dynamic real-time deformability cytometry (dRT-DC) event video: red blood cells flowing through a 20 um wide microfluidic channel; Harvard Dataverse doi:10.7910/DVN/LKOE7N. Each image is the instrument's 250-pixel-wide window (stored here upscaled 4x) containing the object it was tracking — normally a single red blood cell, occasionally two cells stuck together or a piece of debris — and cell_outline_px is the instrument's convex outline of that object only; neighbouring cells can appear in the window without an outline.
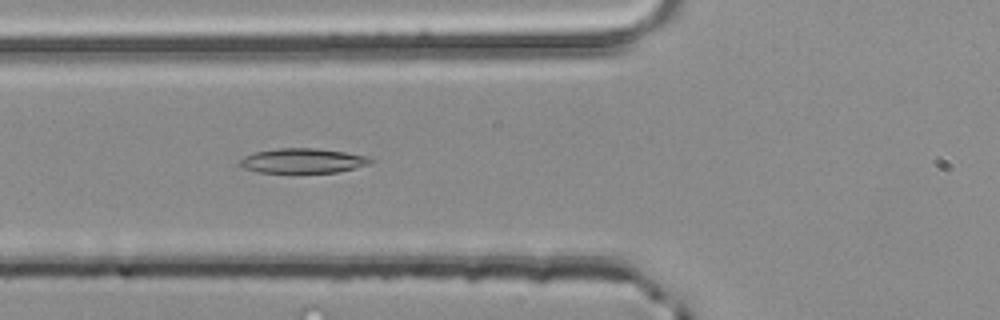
{"species": "common noctule bat (a hibernating species)", "species_latin": "Nyctalus noctula", "temperature_condition": "room temperature", "stored_images_in_passage": 37, "camera_frame_rate_fps": 3000, "um_per_image_px": 0.085, "animal": {"sex": "male", "body_mass_g": 20.4}, "frame": {"image": 1, "passage_image": 5, "time_ms": 1.333, "image_size_px": [1000, 320], "cell_outline_px": [[372, 164], [336, 172], [260, 172], [244, 168], [236, 164], [244, 156], [256, 152], [280, 148], [316, 148], [344, 152], [368, 156], [372, 160]], "centroid_in_image_um": [25.73, 13.66], "position_along_channel_um": 100.1, "area_um2": 18.67}}
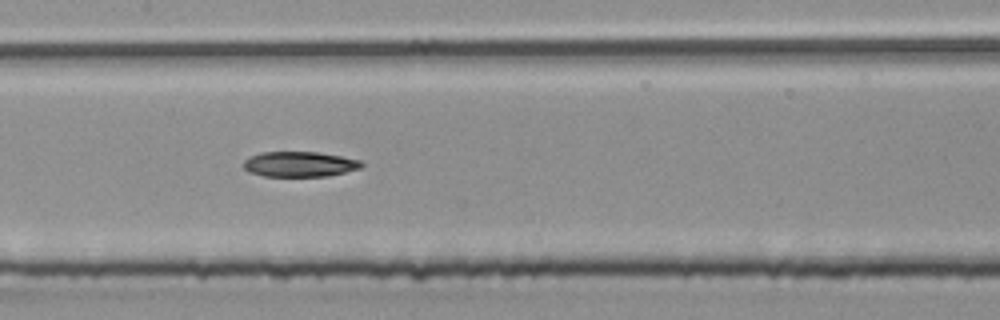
{"frame": {"image": 2, "passage_image": 11, "time_ms": 3.333, "image_size_px": [1000, 320], "cell_outline_px": [[364, 164], [360, 168], [328, 176], [264, 176], [248, 172], [244, 168], [244, 160], [248, 156], [260, 152], [316, 152], [364, 160]], "centroid_in_image_um": [25.46, 13.95], "position_along_channel_um": 181.9, "area_um2": 17.46}}
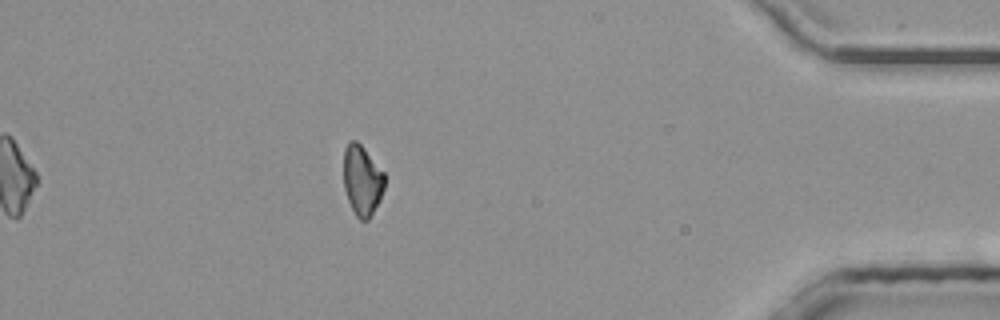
{"frame": {"image": 3, "passage_image": 31, "time_ms": 10.0, "image_size_px": [1000, 320], "cell_outline_px": [[384, 188], [380, 200], [368, 220], [360, 220], [356, 216], [348, 200], [344, 188], [344, 148], [348, 140], [356, 140], [364, 148], [384, 172]], "centroid_in_image_um": [30.77, 15.31], "position_along_channel_um": 404.4, "area_um2": 16.76}, "authors_computed_cell_mechanics": {"area_um2": 17.6868, "velocity_mm_per_s": 4.0647, "shape_relaxation_time_tau1_ms": 5.8154, "shape_relaxation_time_tau2_ms": null, "deformation_change_tau1": 0.1362, "deformation_change_tau2": null}}